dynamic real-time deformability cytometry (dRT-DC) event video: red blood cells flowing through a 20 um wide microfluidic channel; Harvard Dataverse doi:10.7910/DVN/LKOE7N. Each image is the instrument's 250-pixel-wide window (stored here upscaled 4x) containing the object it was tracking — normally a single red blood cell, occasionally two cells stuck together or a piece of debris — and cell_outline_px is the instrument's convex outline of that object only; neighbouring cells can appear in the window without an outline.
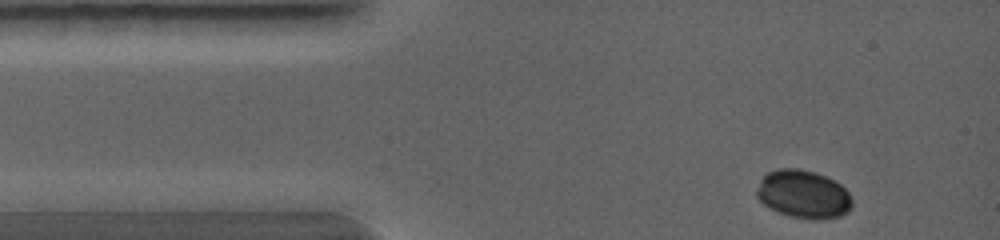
{"species": "common noctule bat (a hibernating species)", "species_latin": "Nyctalus noctula", "temperature_condition": "warm", "stored_images_in_passage": 4, "camera_frame_rate_fps": 5000, "um_per_image_px": 0.085, "animal": {"sex": "female", "body_mass_g": 19.0, "forearm_length_mm": 56.7}, "frame": {"image": 1, "passage_image": 1, "time_ms": 0.0, "image_size_px": [1000, 240], "cell_outline_px": [[852, 208], [848, 212], [840, 216], [820, 220], [812, 220], [792, 216], [776, 212], [768, 208], [756, 196], [756, 188], [760, 180], [768, 172], [780, 168], [800, 168], [816, 172], [840, 184], [848, 192], [852, 200]], "centroid_in_image_um": [68.28, 16.52], "position_along_channel_um": 16.7, "area_um2": 26.99}}
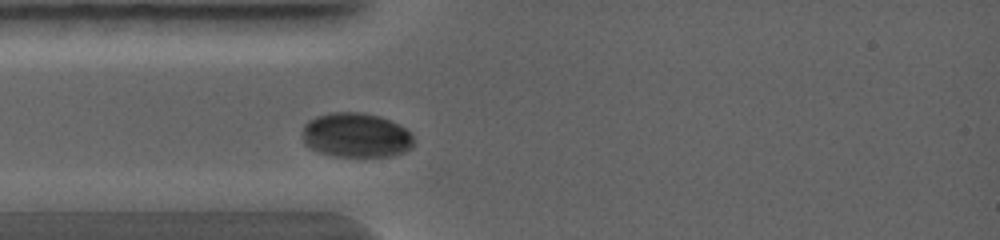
{"frame": {"image": 2, "passage_image": 3, "time_ms": 1.4, "image_size_px": [1000, 240], "cell_outline_px": [[412, 148], [404, 152], [392, 156], [332, 156], [308, 148], [304, 144], [304, 124], [308, 120], [316, 116], [328, 112], [360, 112], [380, 116], [404, 128], [412, 136]], "centroid_in_image_um": [30.23, 11.49], "position_along_channel_um": 54.8, "area_um2": 28.84}}
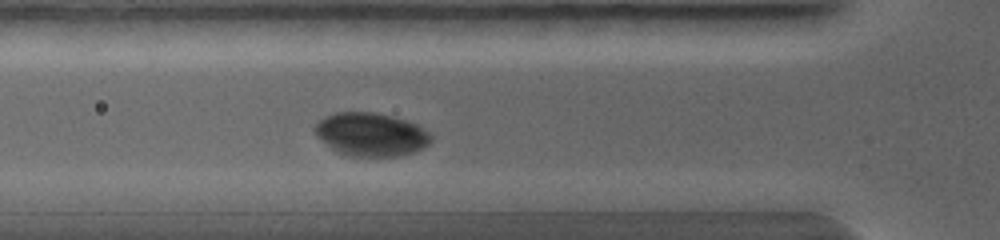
{"frame": {"image": 3, "passage_image": 4, "time_ms": 2.0, "image_size_px": [1000, 240], "cell_outline_px": [[432, 140], [424, 148], [412, 152], [396, 156], [348, 156], [332, 148], [316, 136], [312, 128], [324, 116], [336, 112], [372, 112], [392, 116], [408, 120], [416, 124], [428, 132], [432, 136]], "centroid_in_image_um": [31.52, 11.41], "position_along_channel_um": 94.3, "area_um2": 29.3}}